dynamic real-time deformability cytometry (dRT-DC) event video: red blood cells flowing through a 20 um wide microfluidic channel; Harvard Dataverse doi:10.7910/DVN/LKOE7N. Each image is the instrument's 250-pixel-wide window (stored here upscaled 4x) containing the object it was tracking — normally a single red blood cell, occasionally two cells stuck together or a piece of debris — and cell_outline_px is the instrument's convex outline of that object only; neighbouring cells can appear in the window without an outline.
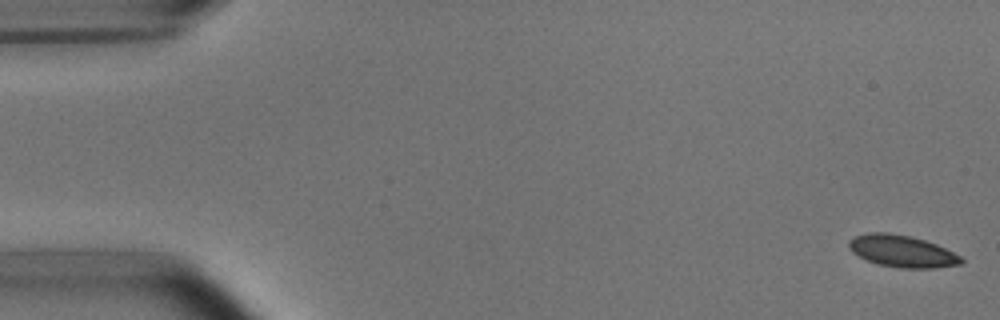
{"species": "common noctule bat (a hibernating species)", "species_latin": "Nyctalus noctula", "temperature_condition": "room temperature", "stored_images_in_passage": 52, "camera_frame_rate_fps": 3000, "um_per_image_px": 0.085, "animal": {"sex": "male", "body_mass_g": 15.6}, "frame": {"image": 1, "passage_image": 1, "time_ms": 0.0, "image_size_px": [1000, 320], "cell_outline_px": [[964, 260], [960, 264], [936, 268], [900, 268], [876, 264], [852, 252], [848, 248], [848, 240], [852, 236], [868, 232], [888, 232], [908, 236], [924, 240], [936, 244], [960, 256]], "centroid_in_image_um": [76.62, 21.34], "position_along_channel_um": 8.4, "area_um2": 20.92}}
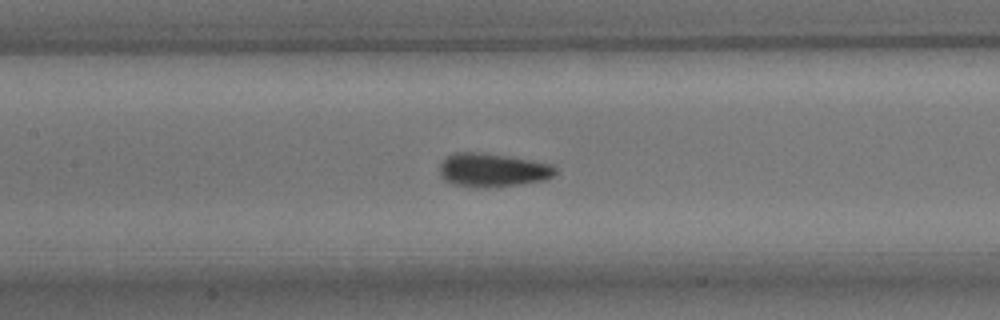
{"frame": {"image": 2, "passage_image": 24, "time_ms": 7.667, "image_size_px": [1000, 320], "cell_outline_px": [[556, 172], [552, 176], [544, 180], [520, 184], [488, 188], [476, 188], [452, 184], [444, 180], [440, 176], [440, 164], [448, 156], [456, 152], [476, 152], [508, 156], [532, 160], [552, 164], [556, 168]], "centroid_in_image_um": [41.85, 14.47], "position_along_channel_um": 165.5, "area_um2": 22.77}}
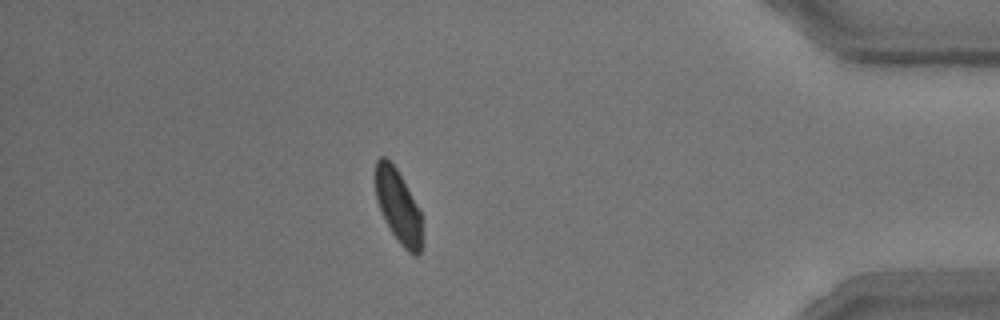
{"frame": {"image": 3, "passage_image": 46, "time_ms": 15.0, "image_size_px": [1000, 320], "cell_outline_px": [[424, 244], [420, 252], [416, 256], [412, 256], [400, 244], [384, 220], [376, 196], [376, 160], [380, 156], [384, 156], [396, 168], [416, 204], [420, 212]], "centroid_in_image_um": [33.88, 17.61], "position_along_channel_um": 401.3, "area_um2": 19.83}, "authors_computed_cell_mechanics": {"area_um2": 21.386, "velocity_mm_per_s": 3.775, "shape_relaxation_time_tau1_ms": 3.4296, "shape_relaxation_time_tau2_ms": 1.1137, "deformation_change_tau1": 0.0862, "deformation_change_tau2": 0.0489}}